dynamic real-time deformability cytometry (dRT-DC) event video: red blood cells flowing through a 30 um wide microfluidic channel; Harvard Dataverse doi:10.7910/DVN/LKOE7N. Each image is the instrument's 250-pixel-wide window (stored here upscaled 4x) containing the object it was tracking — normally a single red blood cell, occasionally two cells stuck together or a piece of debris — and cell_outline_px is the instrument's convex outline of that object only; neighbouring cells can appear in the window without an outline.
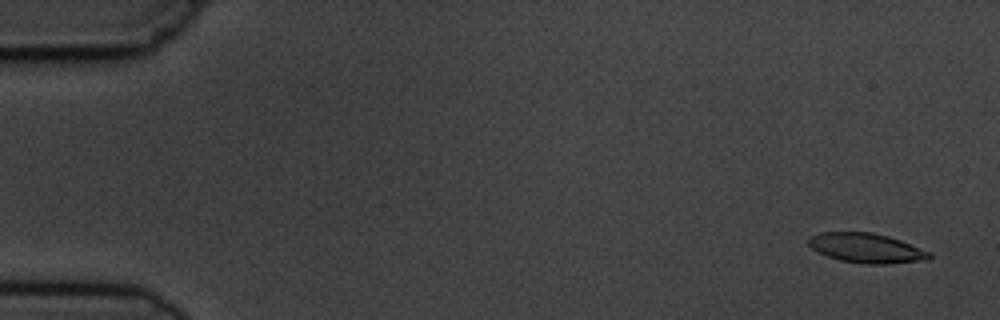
{"species": "common noctule bat (a hibernating species)", "species_latin": "Nyctalus noctula", "temperature_condition": "cold", "stored_images_in_passage": 5, "camera_frame_rate_fps": 3000, "um_per_image_px": 0.085, "animal": {"sex": "male", "body_mass_g": 19.5, "forearm_length_mm": 54.6}, "frame": {"image": 1, "passage_image": 1, "time_ms": 0.0, "image_size_px": [1000, 320], "cell_outline_px": [[932, 256], [928, 260], [888, 264], [864, 264], [840, 260], [828, 256], [812, 248], [808, 244], [808, 240], [812, 236], [820, 232], [872, 232], [888, 236], [900, 240], [932, 252]], "centroid_in_image_um": [73.69, 21.09], "position_along_channel_um": 11.3, "area_um2": 20.87}}
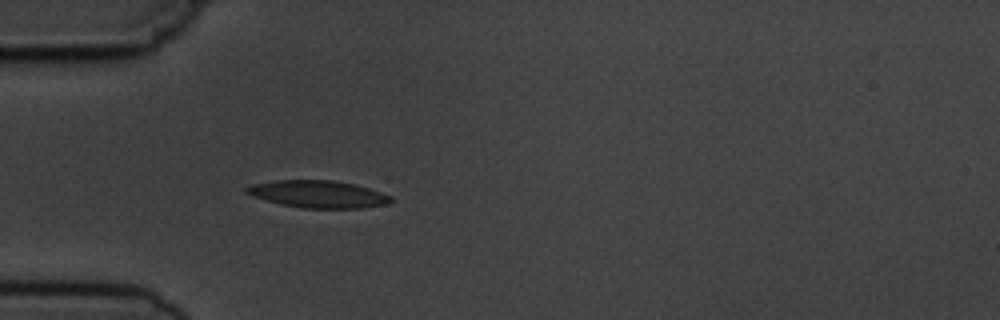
{"frame": {"image": 2, "passage_image": 5, "time_ms": 4.667, "image_size_px": [1000, 320], "cell_outline_px": [[392, 200], [388, 204], [364, 208], [304, 208], [280, 204], [252, 196], [244, 192], [244, 188], [252, 184], [276, 180], [332, 180], [356, 184], [392, 196]], "centroid_in_image_um": [27.03, 16.5], "position_along_channel_um": 58.0, "area_um2": 23.0}}